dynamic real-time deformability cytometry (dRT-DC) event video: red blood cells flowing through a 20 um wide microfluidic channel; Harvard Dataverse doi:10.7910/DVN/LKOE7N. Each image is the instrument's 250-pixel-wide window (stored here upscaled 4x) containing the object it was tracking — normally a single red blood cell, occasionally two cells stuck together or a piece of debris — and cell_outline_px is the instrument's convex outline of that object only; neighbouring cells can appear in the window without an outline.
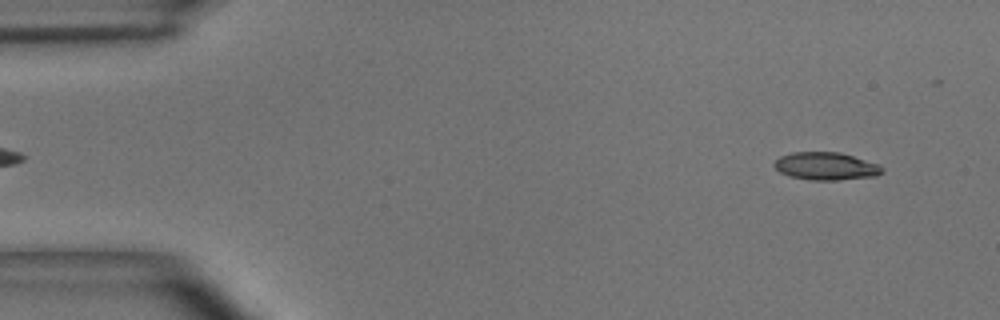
{"species": "common noctule bat (a hibernating species)", "species_latin": "Nyctalus noctula", "temperature_condition": "room temperature", "stored_images_in_passage": 48, "camera_frame_rate_fps": 3000, "um_per_image_px": 0.085, "animal": {"sex": "male", "body_mass_g": 15.6}, "frame": {"image": 1, "passage_image": 5, "time_ms": 1.333, "image_size_px": [1000, 320], "cell_outline_px": [[884, 172], [876, 176], [836, 180], [812, 180], [788, 176], [780, 172], [772, 164], [780, 156], [792, 152], [840, 152], [876, 164], [884, 168]], "centroid_in_image_um": [70.18, 14.13], "position_along_channel_um": 14.8, "area_um2": 17.34}}
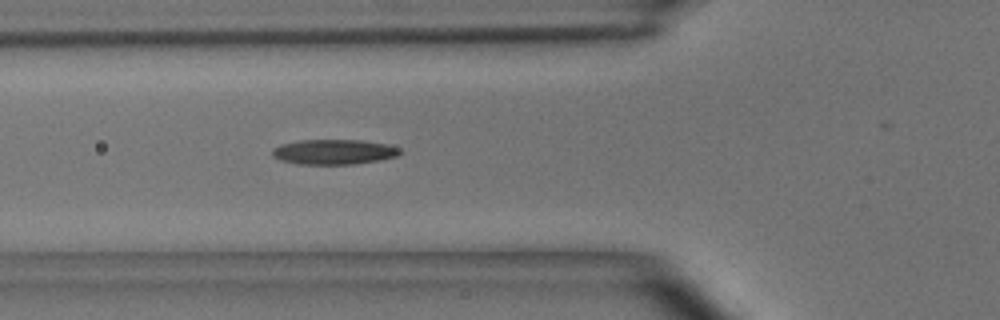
{"frame": {"image": 2, "passage_image": 20, "time_ms": 6.333, "image_size_px": [1000, 320], "cell_outline_px": [[404, 152], [396, 156], [380, 160], [352, 164], [300, 164], [280, 160], [272, 156], [272, 148], [280, 144], [300, 140], [364, 140], [388, 144], [400, 148]], "centroid_in_image_um": [28.39, 12.9], "position_along_channel_um": 97.4, "area_um2": 18.79}}
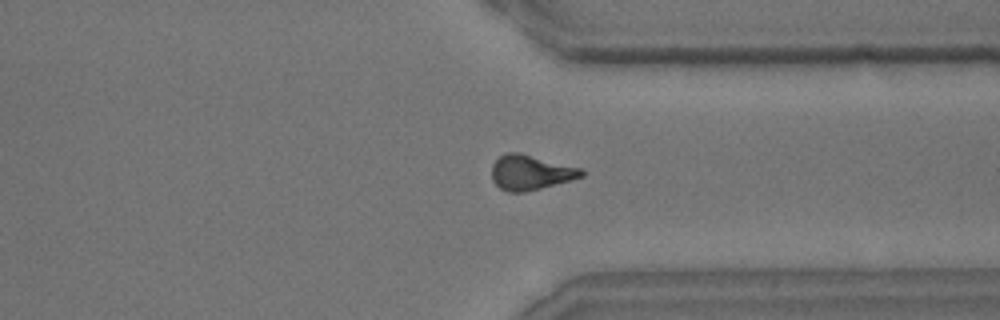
{"frame": {"image": 3, "passage_image": 42, "time_ms": 13.667, "image_size_px": [1000, 320], "cell_outline_px": [[584, 176], [540, 188], [524, 192], [508, 192], [500, 188], [492, 180], [492, 164], [500, 156], [508, 152], [520, 152], [584, 168]], "centroid_in_image_um": [45.11, 14.64], "position_along_channel_um": 366.3, "area_um2": 18.32}, "authors_computed_cell_mechanics": {"area_um2": 17.918, "velocity_mm_per_s": 3.6656, "shape_relaxation_time_tau1_ms": 4.8326, "shape_relaxation_time_tau2_ms": 5.6446, "deformation_change_tau1": 0.1608, "deformation_change_tau2": 0.1319}}